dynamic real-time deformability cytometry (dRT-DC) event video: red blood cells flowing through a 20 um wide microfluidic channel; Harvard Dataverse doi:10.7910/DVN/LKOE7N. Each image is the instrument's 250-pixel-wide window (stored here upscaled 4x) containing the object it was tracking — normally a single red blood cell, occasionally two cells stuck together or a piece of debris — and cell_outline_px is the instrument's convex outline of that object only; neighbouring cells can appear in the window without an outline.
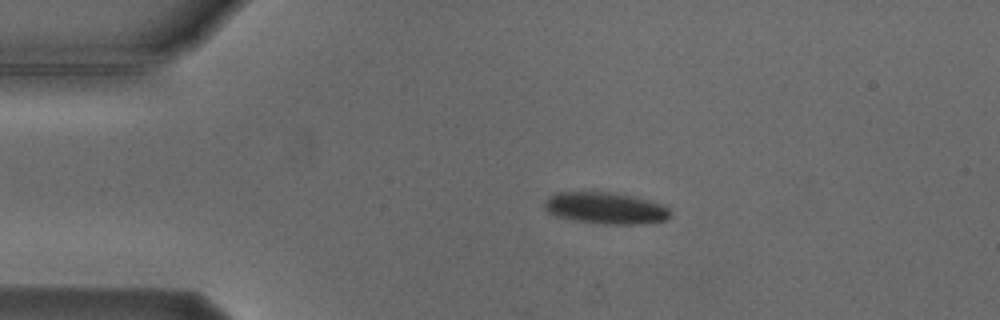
{"species": "Egyptian fruit bat (a non-hibernating species)", "species_latin": "Rousettus aegyptiacus", "temperature_condition": "cold", "stored_images_in_passage": 3, "camera_frame_rate_fps": 3000, "um_per_image_px": 0.085, "animal": {"sex": "male"}, "frame": {"image": 1, "passage_image": 2, "time_ms": 1.333, "image_size_px": [1000, 320], "cell_outline_px": [[672, 216], [668, 220], [640, 224], [604, 224], [576, 220], [556, 216], [548, 212], [544, 208], [544, 200], [548, 196], [556, 192], [608, 192], [628, 196], [664, 204], [672, 212]], "centroid_in_image_um": [51.48, 17.7], "position_along_channel_um": 33.5, "area_um2": 23.18}}